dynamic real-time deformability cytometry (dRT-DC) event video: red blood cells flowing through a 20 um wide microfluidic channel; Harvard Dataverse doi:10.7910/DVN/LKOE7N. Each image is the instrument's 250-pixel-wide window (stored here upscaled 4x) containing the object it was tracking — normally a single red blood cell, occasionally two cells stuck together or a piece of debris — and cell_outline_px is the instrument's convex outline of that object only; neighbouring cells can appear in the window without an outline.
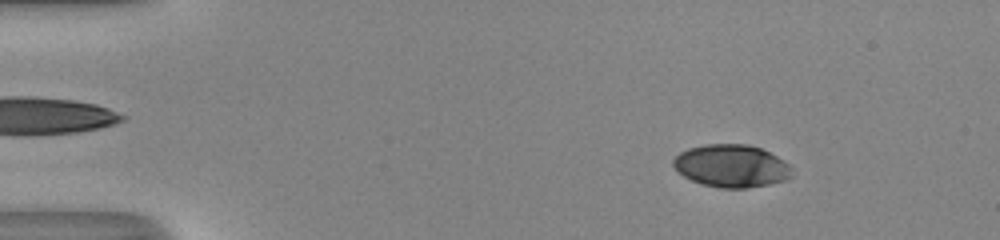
{"species": "human", "species_latin": "Homo sapiens", "temperature_condition": "room temperature", "stored_images_in_passage": 52, "camera_frame_rate_fps": 3000, "um_per_image_px": 0.085, "donor": {"sex": "male"}, "frame": {"image": 1, "passage_image": 8, "time_ms": 2.333, "image_size_px": [1000, 240], "cell_outline_px": [[792, 176], [788, 180], [748, 188], [720, 188], [704, 184], [692, 180], [684, 176], [672, 164], [672, 160], [680, 152], [688, 148], [704, 144], [748, 144], [760, 148], [776, 156], [788, 164], [792, 168]], "centroid_in_image_um": [62.18, 14.1], "position_along_channel_um": 22.8, "area_um2": 29.42}}
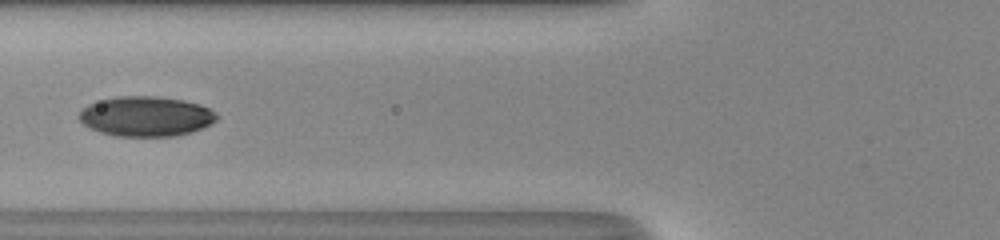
{"frame": {"image": 2, "passage_image": 22, "time_ms": 7.0, "image_size_px": [1000, 240], "cell_outline_px": [[216, 120], [212, 124], [192, 132], [172, 136], [116, 136], [100, 132], [88, 128], [80, 120], [80, 112], [88, 104], [116, 96], [156, 96], [184, 100], [200, 104], [216, 112]], "centroid_in_image_um": [12.42, 9.89], "position_along_channel_um": 113.4, "area_um2": 32.02}}
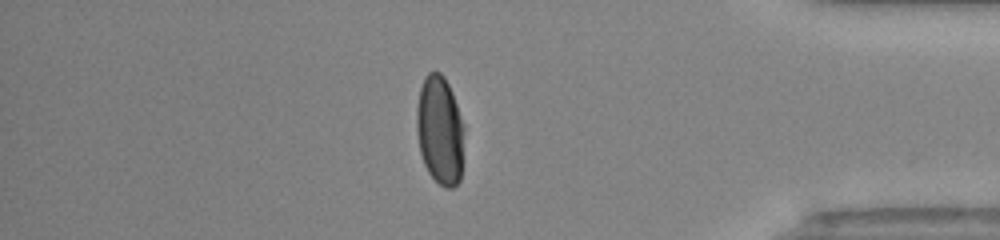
{"frame": {"image": 3, "passage_image": 45, "time_ms": 14.667, "image_size_px": [1000, 240], "cell_outline_px": [[464, 128], [460, 180], [452, 188], [444, 188], [428, 172], [424, 164], [420, 152], [416, 128], [416, 108], [420, 88], [424, 76], [428, 72], [440, 72], [444, 76], [452, 92]], "centroid_in_image_um": [37.37, 11.06], "position_along_channel_um": 397.8, "area_um2": 30.11}, "authors_computed_cell_mechanics": {"area_um2": 30.8074, "velocity_mm_per_s": 4.106, "shape_relaxation_time_tau1_ms": 4.3492, "shape_relaxation_time_tau2_ms": 0.9315, "deformation_change_tau1": 0.1657, "deformation_change_tau2": 0.0285}}